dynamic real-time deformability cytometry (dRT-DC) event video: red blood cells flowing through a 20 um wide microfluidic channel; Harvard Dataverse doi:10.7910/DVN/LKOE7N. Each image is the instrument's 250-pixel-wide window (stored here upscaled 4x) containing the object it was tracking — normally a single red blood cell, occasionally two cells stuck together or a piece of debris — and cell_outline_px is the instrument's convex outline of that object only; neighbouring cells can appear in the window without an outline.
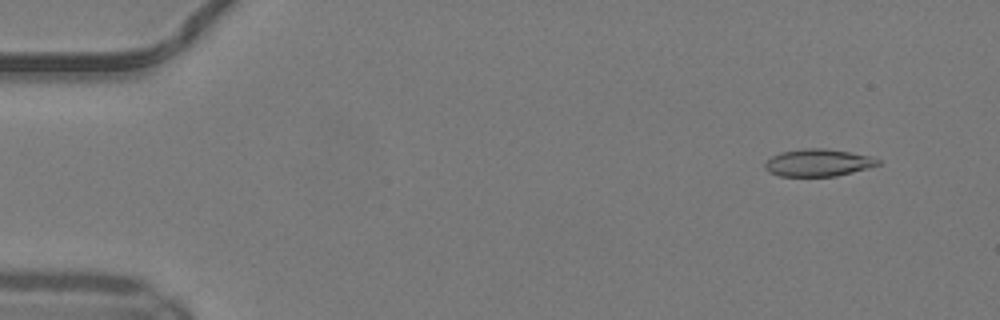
{"species": "common noctule bat (a hibernating species)", "species_latin": "Nyctalus noctula", "temperature_condition": "warm", "stored_images_in_passage": 49, "camera_frame_rate_fps": 3000, "um_per_image_px": 0.085, "animal": {"sex": "male", "body_mass_g": 19.2, "forearm_length_mm": 51.8}, "frame": {"image": 1, "passage_image": 4, "time_ms": 1.0, "image_size_px": [1000, 320], "cell_outline_px": [[880, 164], [868, 168], [836, 176], [780, 176], [768, 172], [764, 168], [764, 164], [772, 156], [780, 152], [804, 148], [824, 148], [872, 156], [880, 160]], "centroid_in_image_um": [69.53, 13.83], "position_along_channel_um": 15.5, "area_um2": 17.98}}
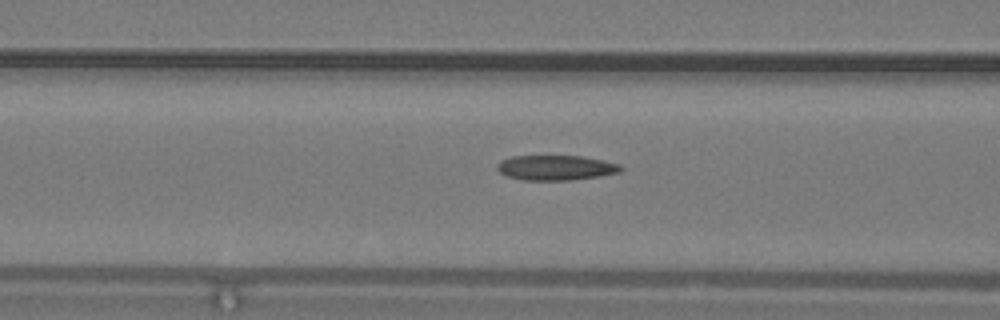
{"frame": {"image": 2, "passage_image": 20, "time_ms": 6.333, "image_size_px": [1000, 320], "cell_outline_px": [[624, 168], [620, 172], [600, 176], [568, 180], [524, 180], [508, 176], [500, 172], [496, 168], [496, 164], [500, 160], [512, 156], [584, 156], [604, 160], [620, 164]], "centroid_in_image_um": [47.26, 14.24], "position_along_channel_um": 119.3, "area_um2": 18.09}}
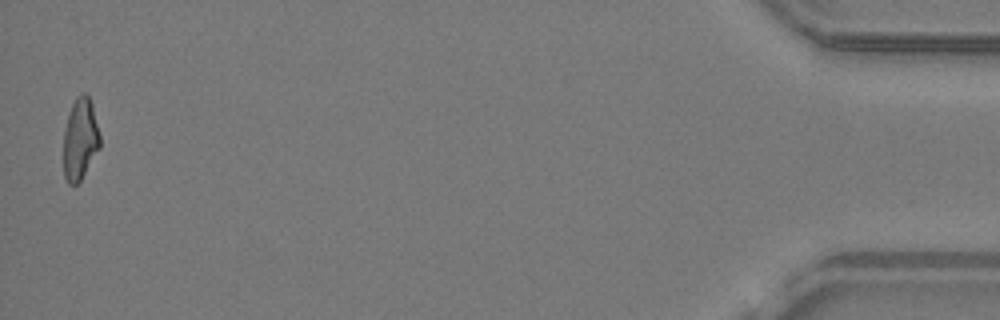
{"frame": {"image": 3, "passage_image": 49, "time_ms": 16.0, "image_size_px": [1000, 320], "cell_outline_px": [[100, 148], [80, 180], [76, 184], [68, 184], [64, 176], [64, 132], [68, 112], [76, 96], [80, 92], [84, 92], [88, 96], [92, 104], [100, 136]], "centroid_in_image_um": [6.81, 11.79], "position_along_channel_um": 428.4, "area_um2": 17.34}, "authors_computed_cell_mechanics": {"area_um2": 18.2648, "velocity_mm_per_s": 4.1687, "shape_relaxation_time_tau1_ms": null, "shape_relaxation_time_tau2_ms": 3.5052, "deformation_change_tau1": null, "deformation_change_tau2": 0.1386}}